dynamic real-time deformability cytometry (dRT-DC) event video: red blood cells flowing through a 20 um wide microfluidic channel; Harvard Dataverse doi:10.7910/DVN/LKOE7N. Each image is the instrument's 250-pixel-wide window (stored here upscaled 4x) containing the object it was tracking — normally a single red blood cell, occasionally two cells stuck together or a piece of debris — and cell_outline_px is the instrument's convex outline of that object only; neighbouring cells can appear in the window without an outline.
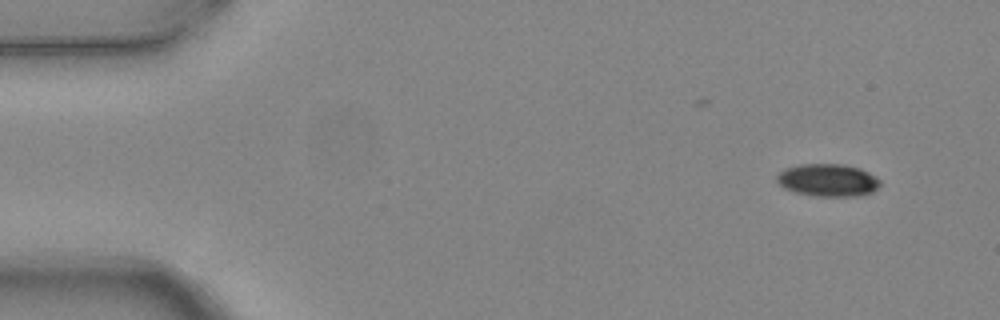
{"species": "common noctule bat (a hibernating species)", "species_latin": "Nyctalus noctula", "temperature_condition": "warm", "stored_images_in_passage": 4, "camera_frame_rate_fps": 3000, "um_per_image_px": 0.085, "animal": {"sex": "female", "body_mass_g": 24.6, "forearm_length_mm": 56.2}, "frame": {"image": 1, "passage_image": 1, "time_ms": 0.0, "image_size_px": [1000, 320], "cell_outline_px": [[880, 184], [872, 192], [860, 196], [816, 196], [796, 192], [784, 188], [776, 180], [776, 176], [784, 168], [800, 164], [844, 164], [860, 168], [876, 176], [880, 180]], "centroid_in_image_um": [70.37, 15.3], "position_along_channel_um": 14.6, "area_um2": 19.65}}
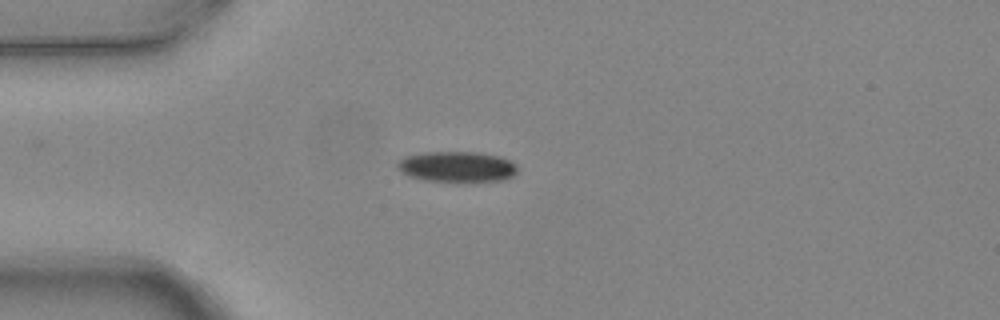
{"frame": {"image": 2, "passage_image": 4, "time_ms": 1.0, "image_size_px": [1000, 320], "cell_outline_px": [[516, 172], [512, 176], [504, 180], [424, 180], [408, 176], [400, 172], [396, 168], [396, 160], [404, 156], [424, 152], [480, 152], [500, 156], [516, 164]], "centroid_in_image_um": [38.76, 14.14], "position_along_channel_um": 46.2, "area_um2": 21.27}}